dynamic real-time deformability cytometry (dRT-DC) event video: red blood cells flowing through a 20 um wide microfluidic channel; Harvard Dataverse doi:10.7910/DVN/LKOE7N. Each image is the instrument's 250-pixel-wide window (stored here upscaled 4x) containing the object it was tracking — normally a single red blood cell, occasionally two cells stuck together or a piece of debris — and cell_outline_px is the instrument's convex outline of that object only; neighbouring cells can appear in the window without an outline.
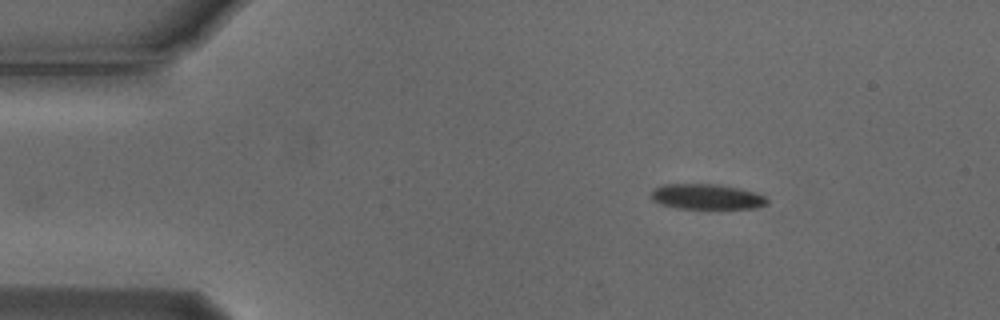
{"species": "Egyptian fruit bat (a non-hibernating species)", "species_latin": "Rousettus aegyptiacus", "temperature_condition": "cold", "stored_images_in_passage": 39, "camera_frame_rate_fps": 3000, "um_per_image_px": 0.085, "animal": {"sex": "male"}, "frame": {"image": 1, "passage_image": 1, "time_ms": 0.0, "image_size_px": [1000, 320], "cell_outline_px": [[768, 204], [756, 208], [676, 208], [660, 204], [652, 200], [652, 192], [656, 188], [664, 184], [720, 184], [740, 188], [756, 192], [764, 196], [768, 200]], "centroid_in_image_um": [60.1, 16.71], "position_along_channel_um": 24.9, "area_um2": 17.11}}
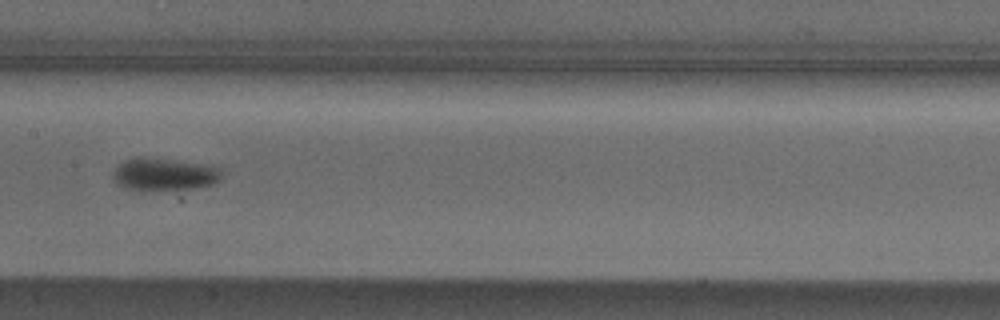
{"frame": {"image": 2, "passage_image": 20, "time_ms": 6.333, "image_size_px": [1000, 320], "cell_outline_px": [[220, 180], [212, 184], [192, 188], [140, 192], [128, 188], [120, 184], [116, 180], [116, 168], [124, 160], [140, 156], [144, 156], [204, 164], [220, 168]], "centroid_in_image_um": [13.97, 14.82], "position_along_channel_um": 193.4, "area_um2": 20.46}}
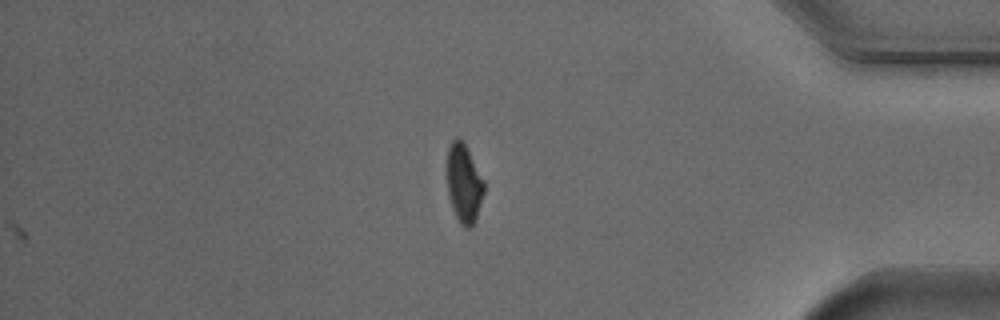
{"frame": {"image": 3, "passage_image": 39, "time_ms": 12.667, "image_size_px": [1000, 320], "cell_outline_px": [[484, 192], [476, 220], [468, 228], [464, 228], [460, 224], [452, 208], [448, 192], [448, 148], [452, 140], [456, 136], [464, 144], [484, 180]], "centroid_in_image_um": [39.44, 15.63], "position_along_channel_um": 395.8, "area_um2": 16.59}, "authors_computed_cell_mechanics": {"area_um2": 19.4786, "velocity_mm_per_s": 3.7227, "shape_relaxation_time_tau1_ms": 3.4509, "shape_relaxation_time_tau2_ms": null, "deformation_change_tau1": 0.0969, "deformation_change_tau2": null}}